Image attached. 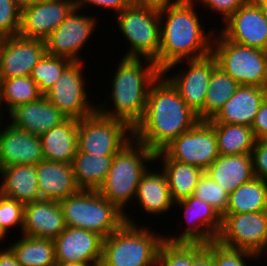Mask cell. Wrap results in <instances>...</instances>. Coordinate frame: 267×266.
<instances>
[{
	"label": "cell",
	"mask_w": 267,
	"mask_h": 266,
	"mask_svg": "<svg viewBox=\"0 0 267 266\" xmlns=\"http://www.w3.org/2000/svg\"><path fill=\"white\" fill-rule=\"evenodd\" d=\"M17 6L22 10L25 7L35 5L39 0H14Z\"/></svg>",
	"instance_id": "48"
},
{
	"label": "cell",
	"mask_w": 267,
	"mask_h": 266,
	"mask_svg": "<svg viewBox=\"0 0 267 266\" xmlns=\"http://www.w3.org/2000/svg\"><path fill=\"white\" fill-rule=\"evenodd\" d=\"M155 160V152L133 138L112 160L110 170L98 193L124 213L125 220L137 224L125 214V206L135 197L137 186L148 170L147 161Z\"/></svg>",
	"instance_id": "4"
},
{
	"label": "cell",
	"mask_w": 267,
	"mask_h": 266,
	"mask_svg": "<svg viewBox=\"0 0 267 266\" xmlns=\"http://www.w3.org/2000/svg\"><path fill=\"white\" fill-rule=\"evenodd\" d=\"M66 228L59 202L38 200L25 204L22 235L55 240Z\"/></svg>",
	"instance_id": "21"
},
{
	"label": "cell",
	"mask_w": 267,
	"mask_h": 266,
	"mask_svg": "<svg viewBox=\"0 0 267 266\" xmlns=\"http://www.w3.org/2000/svg\"><path fill=\"white\" fill-rule=\"evenodd\" d=\"M267 88L240 85L233 96L208 123L238 124L251 127Z\"/></svg>",
	"instance_id": "23"
},
{
	"label": "cell",
	"mask_w": 267,
	"mask_h": 266,
	"mask_svg": "<svg viewBox=\"0 0 267 266\" xmlns=\"http://www.w3.org/2000/svg\"><path fill=\"white\" fill-rule=\"evenodd\" d=\"M219 34L213 38L211 52L217 65L239 85L267 88V51L237 44Z\"/></svg>",
	"instance_id": "8"
},
{
	"label": "cell",
	"mask_w": 267,
	"mask_h": 266,
	"mask_svg": "<svg viewBox=\"0 0 267 266\" xmlns=\"http://www.w3.org/2000/svg\"><path fill=\"white\" fill-rule=\"evenodd\" d=\"M224 23L218 33L226 39L267 51V20L255 0L239 7Z\"/></svg>",
	"instance_id": "18"
},
{
	"label": "cell",
	"mask_w": 267,
	"mask_h": 266,
	"mask_svg": "<svg viewBox=\"0 0 267 266\" xmlns=\"http://www.w3.org/2000/svg\"><path fill=\"white\" fill-rule=\"evenodd\" d=\"M21 266H55V244L53 240L23 236L10 245Z\"/></svg>",
	"instance_id": "33"
},
{
	"label": "cell",
	"mask_w": 267,
	"mask_h": 266,
	"mask_svg": "<svg viewBox=\"0 0 267 266\" xmlns=\"http://www.w3.org/2000/svg\"><path fill=\"white\" fill-rule=\"evenodd\" d=\"M251 157L254 176L267 181V144L256 140Z\"/></svg>",
	"instance_id": "42"
},
{
	"label": "cell",
	"mask_w": 267,
	"mask_h": 266,
	"mask_svg": "<svg viewBox=\"0 0 267 266\" xmlns=\"http://www.w3.org/2000/svg\"><path fill=\"white\" fill-rule=\"evenodd\" d=\"M255 2L261 8L262 13L267 20V0H255Z\"/></svg>",
	"instance_id": "49"
},
{
	"label": "cell",
	"mask_w": 267,
	"mask_h": 266,
	"mask_svg": "<svg viewBox=\"0 0 267 266\" xmlns=\"http://www.w3.org/2000/svg\"><path fill=\"white\" fill-rule=\"evenodd\" d=\"M2 111V106H0V112ZM0 118H1V113H0ZM0 122H1V119H0ZM1 124V123H0ZM1 127V126H0ZM2 129L0 128V131H1Z\"/></svg>",
	"instance_id": "54"
},
{
	"label": "cell",
	"mask_w": 267,
	"mask_h": 266,
	"mask_svg": "<svg viewBox=\"0 0 267 266\" xmlns=\"http://www.w3.org/2000/svg\"><path fill=\"white\" fill-rule=\"evenodd\" d=\"M187 71L165 77L177 90L185 103L204 121V104L212 71L218 66L216 58L206 57L187 60Z\"/></svg>",
	"instance_id": "14"
},
{
	"label": "cell",
	"mask_w": 267,
	"mask_h": 266,
	"mask_svg": "<svg viewBox=\"0 0 267 266\" xmlns=\"http://www.w3.org/2000/svg\"><path fill=\"white\" fill-rule=\"evenodd\" d=\"M125 222L103 239L100 266H156L157 254L165 236Z\"/></svg>",
	"instance_id": "5"
},
{
	"label": "cell",
	"mask_w": 267,
	"mask_h": 266,
	"mask_svg": "<svg viewBox=\"0 0 267 266\" xmlns=\"http://www.w3.org/2000/svg\"><path fill=\"white\" fill-rule=\"evenodd\" d=\"M8 113L11 118L9 124L37 136H41L67 119L44 95L33 102L18 105Z\"/></svg>",
	"instance_id": "22"
},
{
	"label": "cell",
	"mask_w": 267,
	"mask_h": 266,
	"mask_svg": "<svg viewBox=\"0 0 267 266\" xmlns=\"http://www.w3.org/2000/svg\"><path fill=\"white\" fill-rule=\"evenodd\" d=\"M24 206L13 198L0 193V230L6 235L9 228L15 226L23 228ZM14 226V227H13Z\"/></svg>",
	"instance_id": "39"
},
{
	"label": "cell",
	"mask_w": 267,
	"mask_h": 266,
	"mask_svg": "<svg viewBox=\"0 0 267 266\" xmlns=\"http://www.w3.org/2000/svg\"><path fill=\"white\" fill-rule=\"evenodd\" d=\"M174 204L183 207L188 227L179 237H165L167 242L207 244L216 240L221 230L222 216L210 204L193 195Z\"/></svg>",
	"instance_id": "13"
},
{
	"label": "cell",
	"mask_w": 267,
	"mask_h": 266,
	"mask_svg": "<svg viewBox=\"0 0 267 266\" xmlns=\"http://www.w3.org/2000/svg\"><path fill=\"white\" fill-rule=\"evenodd\" d=\"M0 193L23 204L42 200L39 194L36 165H12L0 168Z\"/></svg>",
	"instance_id": "27"
},
{
	"label": "cell",
	"mask_w": 267,
	"mask_h": 266,
	"mask_svg": "<svg viewBox=\"0 0 267 266\" xmlns=\"http://www.w3.org/2000/svg\"><path fill=\"white\" fill-rule=\"evenodd\" d=\"M193 196L210 204L222 217L225 215L229 193L217 182L212 180L205 172L200 177Z\"/></svg>",
	"instance_id": "37"
},
{
	"label": "cell",
	"mask_w": 267,
	"mask_h": 266,
	"mask_svg": "<svg viewBox=\"0 0 267 266\" xmlns=\"http://www.w3.org/2000/svg\"><path fill=\"white\" fill-rule=\"evenodd\" d=\"M114 155L96 156L77 151L72 161L80 190H98L106 179Z\"/></svg>",
	"instance_id": "30"
},
{
	"label": "cell",
	"mask_w": 267,
	"mask_h": 266,
	"mask_svg": "<svg viewBox=\"0 0 267 266\" xmlns=\"http://www.w3.org/2000/svg\"><path fill=\"white\" fill-rule=\"evenodd\" d=\"M251 128L256 140L267 135V96L262 101Z\"/></svg>",
	"instance_id": "46"
},
{
	"label": "cell",
	"mask_w": 267,
	"mask_h": 266,
	"mask_svg": "<svg viewBox=\"0 0 267 266\" xmlns=\"http://www.w3.org/2000/svg\"><path fill=\"white\" fill-rule=\"evenodd\" d=\"M4 237L6 238V235L0 230V240L4 239Z\"/></svg>",
	"instance_id": "52"
},
{
	"label": "cell",
	"mask_w": 267,
	"mask_h": 266,
	"mask_svg": "<svg viewBox=\"0 0 267 266\" xmlns=\"http://www.w3.org/2000/svg\"><path fill=\"white\" fill-rule=\"evenodd\" d=\"M192 266H215L213 241L207 244L192 243Z\"/></svg>",
	"instance_id": "44"
},
{
	"label": "cell",
	"mask_w": 267,
	"mask_h": 266,
	"mask_svg": "<svg viewBox=\"0 0 267 266\" xmlns=\"http://www.w3.org/2000/svg\"><path fill=\"white\" fill-rule=\"evenodd\" d=\"M147 170L136 190V202L149 214H162L174 206L165 172ZM156 172V173H155ZM138 200V201H137Z\"/></svg>",
	"instance_id": "28"
},
{
	"label": "cell",
	"mask_w": 267,
	"mask_h": 266,
	"mask_svg": "<svg viewBox=\"0 0 267 266\" xmlns=\"http://www.w3.org/2000/svg\"><path fill=\"white\" fill-rule=\"evenodd\" d=\"M132 139L133 129L127 123L98 111L78 120L80 152L96 156L115 155Z\"/></svg>",
	"instance_id": "9"
},
{
	"label": "cell",
	"mask_w": 267,
	"mask_h": 266,
	"mask_svg": "<svg viewBox=\"0 0 267 266\" xmlns=\"http://www.w3.org/2000/svg\"><path fill=\"white\" fill-rule=\"evenodd\" d=\"M143 59L148 65H143L141 58L121 59L115 70L110 93V101L114 103V108L107 110L108 106L104 107L105 103L97 106V111L101 115L124 121L132 129L143 118L149 88L161 74L154 60Z\"/></svg>",
	"instance_id": "3"
},
{
	"label": "cell",
	"mask_w": 267,
	"mask_h": 266,
	"mask_svg": "<svg viewBox=\"0 0 267 266\" xmlns=\"http://www.w3.org/2000/svg\"><path fill=\"white\" fill-rule=\"evenodd\" d=\"M103 237L82 228H66L54 240L56 263H79L100 266Z\"/></svg>",
	"instance_id": "17"
},
{
	"label": "cell",
	"mask_w": 267,
	"mask_h": 266,
	"mask_svg": "<svg viewBox=\"0 0 267 266\" xmlns=\"http://www.w3.org/2000/svg\"><path fill=\"white\" fill-rule=\"evenodd\" d=\"M83 63L71 62L56 83L44 94L67 118L80 120L97 112V106L88 101L83 71Z\"/></svg>",
	"instance_id": "12"
},
{
	"label": "cell",
	"mask_w": 267,
	"mask_h": 266,
	"mask_svg": "<svg viewBox=\"0 0 267 266\" xmlns=\"http://www.w3.org/2000/svg\"><path fill=\"white\" fill-rule=\"evenodd\" d=\"M161 151L169 159L199 167L204 172L219 156L214 128L207 121H199Z\"/></svg>",
	"instance_id": "11"
},
{
	"label": "cell",
	"mask_w": 267,
	"mask_h": 266,
	"mask_svg": "<svg viewBox=\"0 0 267 266\" xmlns=\"http://www.w3.org/2000/svg\"><path fill=\"white\" fill-rule=\"evenodd\" d=\"M216 240L226 247L261 257L264 250L267 251V210L225 214Z\"/></svg>",
	"instance_id": "10"
},
{
	"label": "cell",
	"mask_w": 267,
	"mask_h": 266,
	"mask_svg": "<svg viewBox=\"0 0 267 266\" xmlns=\"http://www.w3.org/2000/svg\"><path fill=\"white\" fill-rule=\"evenodd\" d=\"M21 25V9L14 0H0V34L16 36Z\"/></svg>",
	"instance_id": "40"
},
{
	"label": "cell",
	"mask_w": 267,
	"mask_h": 266,
	"mask_svg": "<svg viewBox=\"0 0 267 266\" xmlns=\"http://www.w3.org/2000/svg\"><path fill=\"white\" fill-rule=\"evenodd\" d=\"M205 173L229 194L255 178L251 154L219 155Z\"/></svg>",
	"instance_id": "26"
},
{
	"label": "cell",
	"mask_w": 267,
	"mask_h": 266,
	"mask_svg": "<svg viewBox=\"0 0 267 266\" xmlns=\"http://www.w3.org/2000/svg\"><path fill=\"white\" fill-rule=\"evenodd\" d=\"M46 53L44 40L6 36L0 44V79L30 76Z\"/></svg>",
	"instance_id": "16"
},
{
	"label": "cell",
	"mask_w": 267,
	"mask_h": 266,
	"mask_svg": "<svg viewBox=\"0 0 267 266\" xmlns=\"http://www.w3.org/2000/svg\"><path fill=\"white\" fill-rule=\"evenodd\" d=\"M264 143H266L267 144V135L266 136H264L262 139H261Z\"/></svg>",
	"instance_id": "53"
},
{
	"label": "cell",
	"mask_w": 267,
	"mask_h": 266,
	"mask_svg": "<svg viewBox=\"0 0 267 266\" xmlns=\"http://www.w3.org/2000/svg\"><path fill=\"white\" fill-rule=\"evenodd\" d=\"M36 172L41 199L60 202L80 191L71 164L42 160Z\"/></svg>",
	"instance_id": "24"
},
{
	"label": "cell",
	"mask_w": 267,
	"mask_h": 266,
	"mask_svg": "<svg viewBox=\"0 0 267 266\" xmlns=\"http://www.w3.org/2000/svg\"><path fill=\"white\" fill-rule=\"evenodd\" d=\"M5 249L0 251V266H21L11 248Z\"/></svg>",
	"instance_id": "47"
},
{
	"label": "cell",
	"mask_w": 267,
	"mask_h": 266,
	"mask_svg": "<svg viewBox=\"0 0 267 266\" xmlns=\"http://www.w3.org/2000/svg\"><path fill=\"white\" fill-rule=\"evenodd\" d=\"M156 266H192V243L161 244Z\"/></svg>",
	"instance_id": "38"
},
{
	"label": "cell",
	"mask_w": 267,
	"mask_h": 266,
	"mask_svg": "<svg viewBox=\"0 0 267 266\" xmlns=\"http://www.w3.org/2000/svg\"><path fill=\"white\" fill-rule=\"evenodd\" d=\"M2 38H3V37H2L1 34H0V44H1Z\"/></svg>",
	"instance_id": "56"
},
{
	"label": "cell",
	"mask_w": 267,
	"mask_h": 266,
	"mask_svg": "<svg viewBox=\"0 0 267 266\" xmlns=\"http://www.w3.org/2000/svg\"><path fill=\"white\" fill-rule=\"evenodd\" d=\"M210 7L214 12L223 15L222 20L225 22L239 7L250 2L251 0H196Z\"/></svg>",
	"instance_id": "43"
},
{
	"label": "cell",
	"mask_w": 267,
	"mask_h": 266,
	"mask_svg": "<svg viewBox=\"0 0 267 266\" xmlns=\"http://www.w3.org/2000/svg\"><path fill=\"white\" fill-rule=\"evenodd\" d=\"M72 61L45 53L32 69L30 77L36 82L44 95L58 80L63 70Z\"/></svg>",
	"instance_id": "36"
},
{
	"label": "cell",
	"mask_w": 267,
	"mask_h": 266,
	"mask_svg": "<svg viewBox=\"0 0 267 266\" xmlns=\"http://www.w3.org/2000/svg\"><path fill=\"white\" fill-rule=\"evenodd\" d=\"M209 124L215 131L219 155L251 154L256 141L251 127L238 124Z\"/></svg>",
	"instance_id": "32"
},
{
	"label": "cell",
	"mask_w": 267,
	"mask_h": 266,
	"mask_svg": "<svg viewBox=\"0 0 267 266\" xmlns=\"http://www.w3.org/2000/svg\"><path fill=\"white\" fill-rule=\"evenodd\" d=\"M240 85L219 66L210 76L204 104V121L212 119Z\"/></svg>",
	"instance_id": "34"
},
{
	"label": "cell",
	"mask_w": 267,
	"mask_h": 266,
	"mask_svg": "<svg viewBox=\"0 0 267 266\" xmlns=\"http://www.w3.org/2000/svg\"><path fill=\"white\" fill-rule=\"evenodd\" d=\"M44 160L72 164L78 151V120L67 118L40 136Z\"/></svg>",
	"instance_id": "25"
},
{
	"label": "cell",
	"mask_w": 267,
	"mask_h": 266,
	"mask_svg": "<svg viewBox=\"0 0 267 266\" xmlns=\"http://www.w3.org/2000/svg\"><path fill=\"white\" fill-rule=\"evenodd\" d=\"M43 94L30 76L0 79V106L6 103L8 112L14 107L33 102Z\"/></svg>",
	"instance_id": "35"
},
{
	"label": "cell",
	"mask_w": 267,
	"mask_h": 266,
	"mask_svg": "<svg viewBox=\"0 0 267 266\" xmlns=\"http://www.w3.org/2000/svg\"><path fill=\"white\" fill-rule=\"evenodd\" d=\"M267 210V181L253 178L229 194L225 214H241Z\"/></svg>",
	"instance_id": "31"
},
{
	"label": "cell",
	"mask_w": 267,
	"mask_h": 266,
	"mask_svg": "<svg viewBox=\"0 0 267 266\" xmlns=\"http://www.w3.org/2000/svg\"><path fill=\"white\" fill-rule=\"evenodd\" d=\"M65 225L98 233L106 238L125 222V216L97 190H80L59 202Z\"/></svg>",
	"instance_id": "6"
},
{
	"label": "cell",
	"mask_w": 267,
	"mask_h": 266,
	"mask_svg": "<svg viewBox=\"0 0 267 266\" xmlns=\"http://www.w3.org/2000/svg\"><path fill=\"white\" fill-rule=\"evenodd\" d=\"M135 0H74L75 7L81 10V8L87 4L97 5L102 8L114 9L115 13L118 14L126 7L130 6Z\"/></svg>",
	"instance_id": "45"
},
{
	"label": "cell",
	"mask_w": 267,
	"mask_h": 266,
	"mask_svg": "<svg viewBox=\"0 0 267 266\" xmlns=\"http://www.w3.org/2000/svg\"><path fill=\"white\" fill-rule=\"evenodd\" d=\"M199 121L198 115L160 74L149 88L145 112L133 129V138L158 152Z\"/></svg>",
	"instance_id": "2"
},
{
	"label": "cell",
	"mask_w": 267,
	"mask_h": 266,
	"mask_svg": "<svg viewBox=\"0 0 267 266\" xmlns=\"http://www.w3.org/2000/svg\"><path fill=\"white\" fill-rule=\"evenodd\" d=\"M116 15L120 32L131 47L124 57L154 60L160 51L159 4L135 0Z\"/></svg>",
	"instance_id": "7"
},
{
	"label": "cell",
	"mask_w": 267,
	"mask_h": 266,
	"mask_svg": "<svg viewBox=\"0 0 267 266\" xmlns=\"http://www.w3.org/2000/svg\"><path fill=\"white\" fill-rule=\"evenodd\" d=\"M158 158L164 161L162 170L167 176L172 199L178 201L192 196L204 171L199 167L169 159L162 151L155 152V160Z\"/></svg>",
	"instance_id": "29"
},
{
	"label": "cell",
	"mask_w": 267,
	"mask_h": 266,
	"mask_svg": "<svg viewBox=\"0 0 267 266\" xmlns=\"http://www.w3.org/2000/svg\"><path fill=\"white\" fill-rule=\"evenodd\" d=\"M55 266H91V265L65 262V263H56Z\"/></svg>",
	"instance_id": "50"
},
{
	"label": "cell",
	"mask_w": 267,
	"mask_h": 266,
	"mask_svg": "<svg viewBox=\"0 0 267 266\" xmlns=\"http://www.w3.org/2000/svg\"><path fill=\"white\" fill-rule=\"evenodd\" d=\"M194 1L159 3L160 51L154 62L163 76L181 62L203 58L212 52L211 38L216 35L215 30L205 34L195 12Z\"/></svg>",
	"instance_id": "1"
},
{
	"label": "cell",
	"mask_w": 267,
	"mask_h": 266,
	"mask_svg": "<svg viewBox=\"0 0 267 266\" xmlns=\"http://www.w3.org/2000/svg\"><path fill=\"white\" fill-rule=\"evenodd\" d=\"M74 8V0L44 1L25 7L18 35L45 41Z\"/></svg>",
	"instance_id": "19"
},
{
	"label": "cell",
	"mask_w": 267,
	"mask_h": 266,
	"mask_svg": "<svg viewBox=\"0 0 267 266\" xmlns=\"http://www.w3.org/2000/svg\"><path fill=\"white\" fill-rule=\"evenodd\" d=\"M136 1H145V2H154V3H162V2H171L172 0H136Z\"/></svg>",
	"instance_id": "51"
},
{
	"label": "cell",
	"mask_w": 267,
	"mask_h": 266,
	"mask_svg": "<svg viewBox=\"0 0 267 266\" xmlns=\"http://www.w3.org/2000/svg\"><path fill=\"white\" fill-rule=\"evenodd\" d=\"M44 1H56V0H39V2H44Z\"/></svg>",
	"instance_id": "55"
},
{
	"label": "cell",
	"mask_w": 267,
	"mask_h": 266,
	"mask_svg": "<svg viewBox=\"0 0 267 266\" xmlns=\"http://www.w3.org/2000/svg\"><path fill=\"white\" fill-rule=\"evenodd\" d=\"M44 160L40 136L6 126L0 131V168L12 165H37Z\"/></svg>",
	"instance_id": "20"
},
{
	"label": "cell",
	"mask_w": 267,
	"mask_h": 266,
	"mask_svg": "<svg viewBox=\"0 0 267 266\" xmlns=\"http://www.w3.org/2000/svg\"><path fill=\"white\" fill-rule=\"evenodd\" d=\"M74 8L66 19L45 40L46 53L64 57L72 62H81L80 49L96 26L95 17L79 15Z\"/></svg>",
	"instance_id": "15"
},
{
	"label": "cell",
	"mask_w": 267,
	"mask_h": 266,
	"mask_svg": "<svg viewBox=\"0 0 267 266\" xmlns=\"http://www.w3.org/2000/svg\"><path fill=\"white\" fill-rule=\"evenodd\" d=\"M258 258L253 253L245 250L233 249L220 244L217 240L213 241V258L215 266H247L246 259Z\"/></svg>",
	"instance_id": "41"
}]
</instances>
